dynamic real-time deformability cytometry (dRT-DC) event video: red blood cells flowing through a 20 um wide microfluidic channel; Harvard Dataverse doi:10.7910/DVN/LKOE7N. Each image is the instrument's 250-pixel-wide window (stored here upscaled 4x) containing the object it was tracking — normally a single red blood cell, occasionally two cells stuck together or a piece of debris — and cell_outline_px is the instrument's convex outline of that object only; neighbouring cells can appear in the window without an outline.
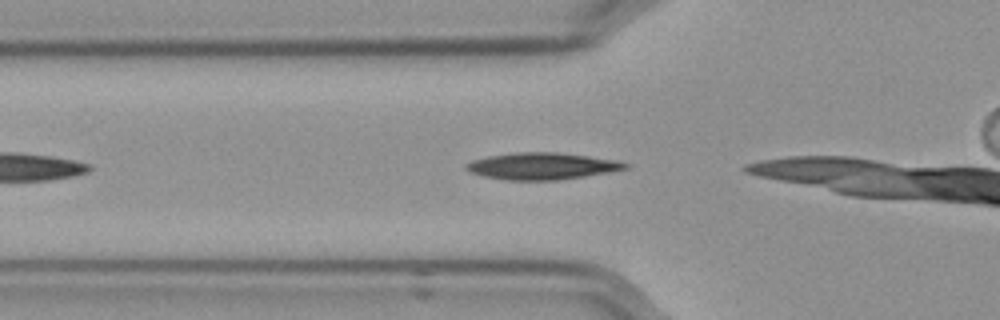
{"species": "Egyptian fruit bat (a non-hibernating species)", "species_latin": "Rousettus aegyptiacus", "temperature_condition": "cold", "stored_images_in_passage": 7, "camera_frame_rate_fps": 3000, "um_per_image_px": 0.085, "frame": {"image": 1, "passage_image": 2, "time_ms": 0.333, "image_size_px": [1000, 320], "cell_outline_px": [[628, 168], [584, 176], [556, 180], [504, 180], [484, 176], [468, 172], [464, 168], [464, 164], [472, 160], [488, 156], [516, 152], [556, 152], [588, 156], [616, 160], [628, 164]], "centroid_in_image_um": [45.98, 14.11], "position_along_channel_um": 79.8, "area_um2": 24.74}}
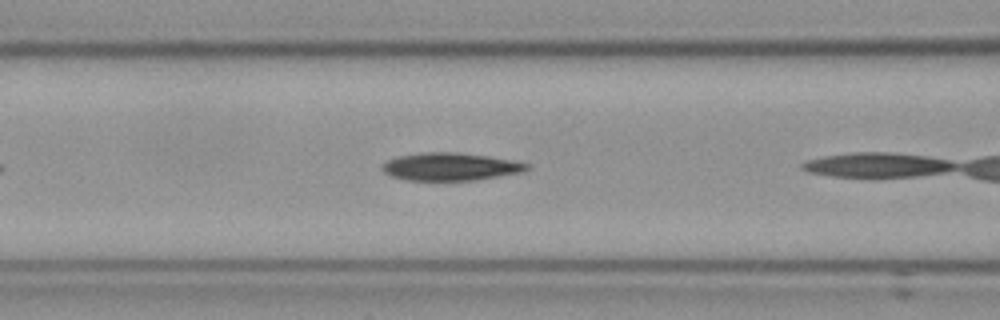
{"frame": {"image": 2, "passage_image": 6, "time_ms": 1.667, "image_size_px": [1000, 320], "cell_outline_px": [[528, 168], [524, 172], [476, 180], [408, 180], [392, 176], [384, 172], [380, 168], [388, 160], [400, 156], [420, 152], [460, 152], [488, 156], [512, 160], [528, 164]], "centroid_in_image_um": [38.3, 14.16], "position_along_channel_um": 128.3, "area_um2": 23.29}}